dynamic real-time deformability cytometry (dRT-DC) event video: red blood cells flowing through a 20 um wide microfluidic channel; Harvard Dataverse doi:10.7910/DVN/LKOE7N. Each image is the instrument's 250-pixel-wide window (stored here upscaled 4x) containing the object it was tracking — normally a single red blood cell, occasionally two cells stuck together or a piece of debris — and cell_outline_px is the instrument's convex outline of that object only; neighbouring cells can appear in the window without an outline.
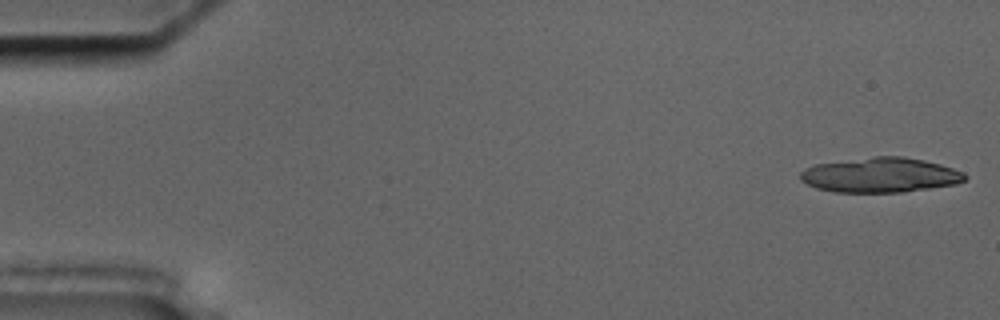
{"species": "common noctule bat (a hibernating species)", "species_latin": "Nyctalus noctula", "temperature_condition": "cold", "stored_images_in_passage": 16, "camera_frame_rate_fps": 3000, "um_per_image_px": 0.085, "animal": {"sex": "male", "body_mass_g": 17.5, "forearm_length_mm": 52.3}, "frame": {"image": 1, "passage_image": 1, "time_ms": 0.0, "image_size_px": [1000, 320], "cell_outline_px": [[968, 176], [964, 180], [956, 184], [900, 192], [832, 192], [816, 188], [800, 180], [800, 172], [816, 164], [872, 156], [904, 156], [924, 160], [940, 164], [964, 172]], "centroid_in_image_um": [74.83, 14.87], "position_along_channel_um": 10.2, "area_um2": 33.35}}